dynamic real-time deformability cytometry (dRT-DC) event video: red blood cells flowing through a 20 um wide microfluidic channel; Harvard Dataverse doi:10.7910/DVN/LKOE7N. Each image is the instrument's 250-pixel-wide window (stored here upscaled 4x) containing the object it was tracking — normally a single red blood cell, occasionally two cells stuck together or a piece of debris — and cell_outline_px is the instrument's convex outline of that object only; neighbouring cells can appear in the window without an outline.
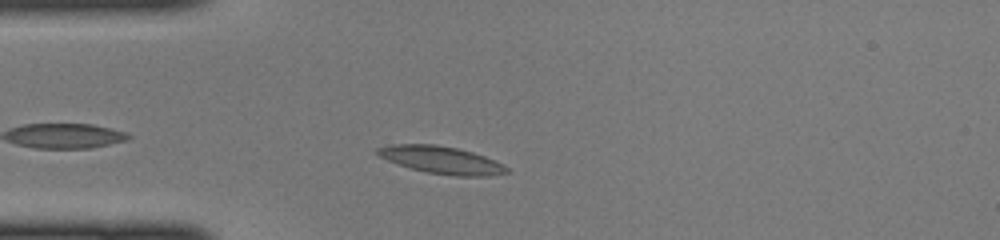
{"species": "common noctule bat (a hibernating species)", "species_latin": "Nyctalus noctula", "temperature_condition": "cold", "stored_images_in_passage": 30, "camera_frame_rate_fps": 3000, "um_per_image_px": 0.085, "animal": {"sex": "female", "body_mass_g": 22.0, "forearm_length_mm": 56.7}, "frame": {"image": 1, "passage_image": 4, "time_ms": 1.0, "image_size_px": [1000, 240], "cell_outline_px": [[508, 172], [488, 176], [456, 176], [428, 172], [412, 168], [388, 160], [380, 156], [376, 152], [376, 148], [392, 144], [436, 144], [456, 148], [472, 152], [484, 156], [504, 164], [508, 168]], "centroid_in_image_um": [37.54, 13.59], "position_along_channel_um": 47.5, "area_um2": 20.35}}
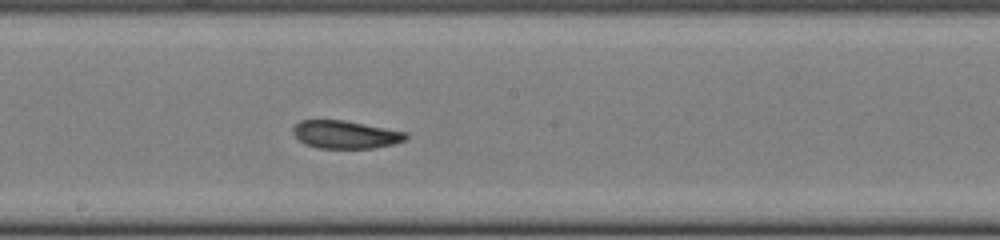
{"frame": {"image": 2, "passage_image": 17, "time_ms": 5.333, "image_size_px": [1000, 240], "cell_outline_px": [[408, 136], [404, 140], [392, 144], [376, 148], [320, 148], [304, 144], [292, 132], [292, 128], [300, 120], [344, 120], [408, 132]], "centroid_in_image_um": [29.36, 11.43], "position_along_channel_um": 218.8, "area_um2": 18.32}}
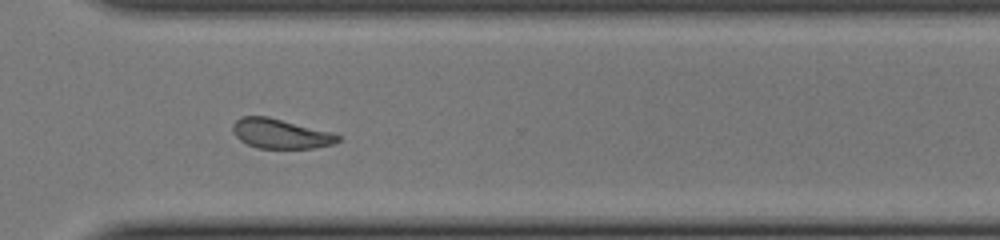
{"frame": {"image": 3, "passage_image": 26, "time_ms": 8.333, "image_size_px": [1000, 240], "cell_outline_px": [[340, 140], [332, 144], [312, 148], [256, 148], [240, 140], [232, 132], [232, 124], [240, 116], [268, 116], [332, 132], [340, 136]], "centroid_in_image_um": [23.81, 11.35], "position_along_channel_um": 346.8, "area_um2": 18.21}}